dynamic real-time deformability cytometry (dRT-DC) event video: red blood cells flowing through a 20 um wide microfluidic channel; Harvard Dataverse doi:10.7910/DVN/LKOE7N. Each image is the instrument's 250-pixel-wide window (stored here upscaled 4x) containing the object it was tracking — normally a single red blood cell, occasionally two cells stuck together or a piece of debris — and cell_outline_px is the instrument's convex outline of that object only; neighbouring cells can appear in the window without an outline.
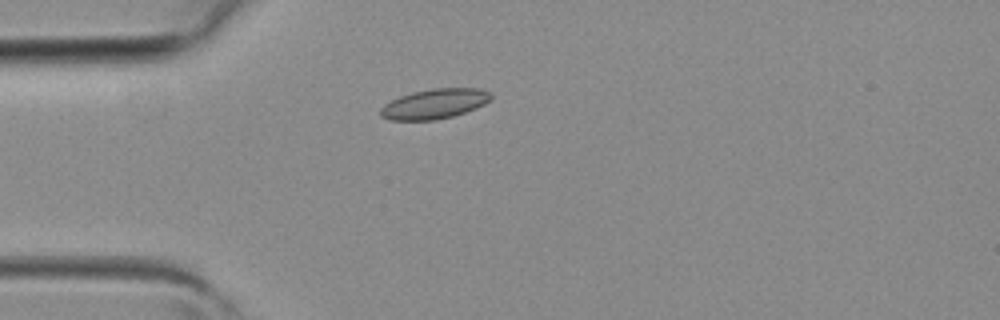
{"species": "common noctule bat (a hibernating species)", "species_latin": "Nyctalus noctula", "temperature_condition": "room temperature", "stored_images_in_passage": 1, "camera_frame_rate_fps": 3000, "um_per_image_px": 0.085, "animal": {"sex": "female", "body_mass_g": 19.3, "forearm_length_mm": 54.1}, "frame": {"image": 1, "passage_image": 1, "time_ms": 0.0, "image_size_px": [1000, 320], "cell_outline_px": [[492, 100], [476, 108], [452, 116], [432, 120], [392, 120], [380, 116], [380, 108], [384, 104], [400, 96], [412, 92], [432, 88], [480, 88], [488, 92], [492, 96]], "centroid_in_image_um": [36.93, 8.82], "position_along_channel_um": 48.1, "area_um2": 19.19}}